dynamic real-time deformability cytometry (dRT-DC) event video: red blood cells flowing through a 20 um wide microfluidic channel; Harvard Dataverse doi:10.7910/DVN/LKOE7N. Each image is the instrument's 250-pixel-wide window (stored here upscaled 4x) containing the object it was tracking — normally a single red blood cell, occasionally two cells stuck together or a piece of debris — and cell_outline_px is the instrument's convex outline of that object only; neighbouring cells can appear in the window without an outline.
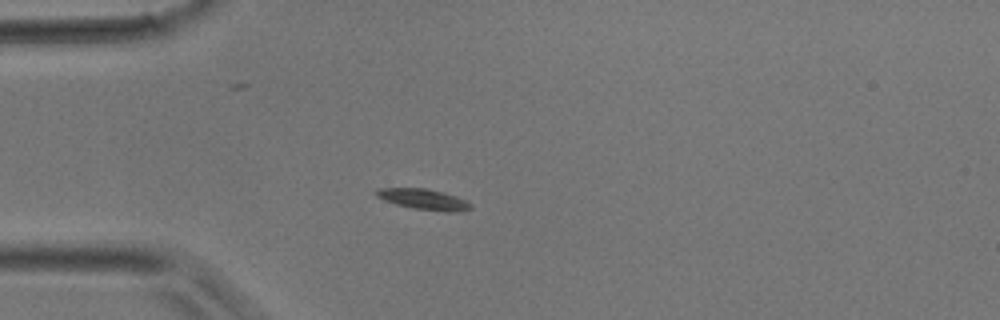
{"species": "common noctule bat (a hibernating species)", "species_latin": "Nyctalus noctula", "temperature_condition": "room temperature", "stored_images_in_passage": 31, "camera_frame_rate_fps": 3000, "um_per_image_px": 0.085, "animal": {"sex": "male", "body_mass_g": 17.9}, "frame": {"image": 1, "passage_image": 1, "time_ms": 0.0, "image_size_px": [1000, 320], "cell_outline_px": [[472, 208], [460, 212], [448, 212], [412, 208], [396, 204], [384, 200], [376, 196], [372, 192], [376, 188], [424, 188], [444, 192], [456, 196], [472, 204]], "centroid_in_image_um": [35.98, 16.94], "position_along_channel_um": 49.0, "area_um2": 11.5}}
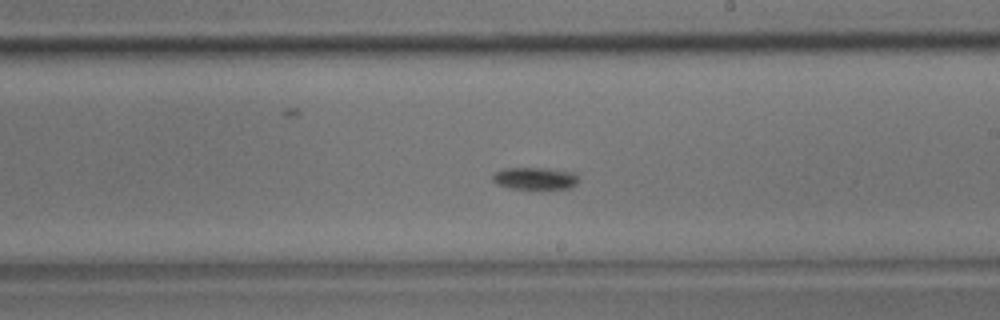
{"frame": {"image": 2, "passage_image": 14, "time_ms": 4.333, "image_size_px": [1000, 320], "cell_outline_px": [[580, 176], [576, 184], [572, 188], [512, 188], [496, 184], [492, 180], [492, 176], [496, 172], [504, 168], [544, 168], [576, 172]], "centroid_in_image_um": [45.51, 15.15], "position_along_channel_um": 243.5, "area_um2": 11.1}}
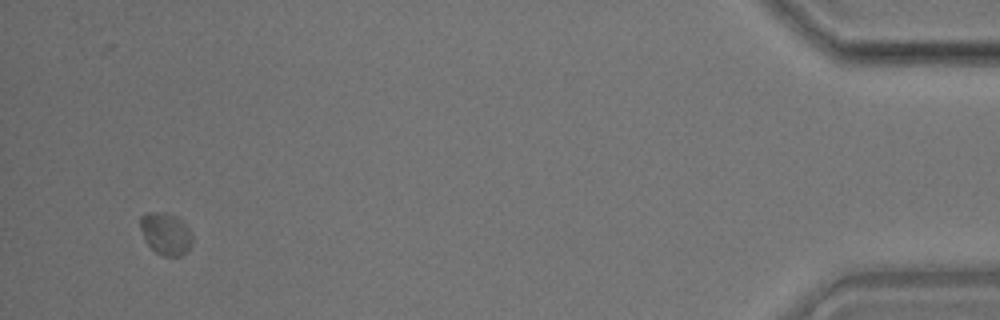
{"frame": {"image": 3, "passage_image": 30, "time_ms": 9.667, "image_size_px": [1000, 320], "cell_outline_px": [[192, 244], [180, 256], [164, 256], [156, 252], [148, 244], [140, 228], [140, 216], [148, 212], [156, 212], [176, 216], [192, 232]], "centroid_in_image_um": [14.09, 19.86], "position_along_channel_um": 421.1, "area_um2": 12.48}}